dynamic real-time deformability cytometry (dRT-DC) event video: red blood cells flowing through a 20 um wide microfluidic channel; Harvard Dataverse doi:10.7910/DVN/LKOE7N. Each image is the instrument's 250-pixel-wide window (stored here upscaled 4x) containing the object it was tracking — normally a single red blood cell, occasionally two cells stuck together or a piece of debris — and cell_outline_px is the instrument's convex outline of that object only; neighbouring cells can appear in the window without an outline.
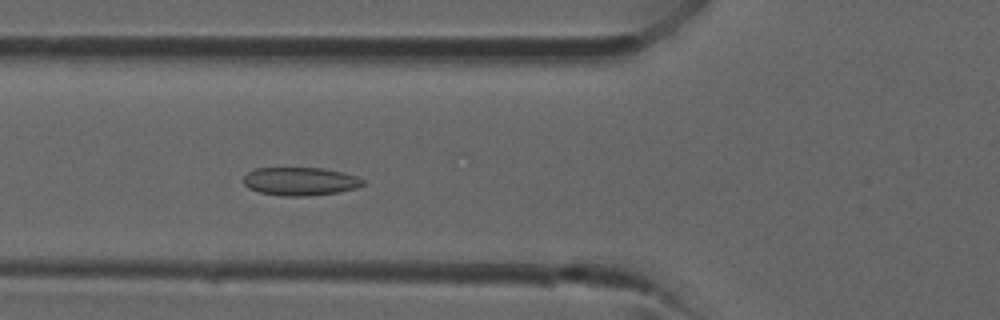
{"species": "common noctule bat (a hibernating species)", "species_latin": "Nyctalus noctula", "temperature_condition": "room temperature", "stored_images_in_passage": 36, "camera_frame_rate_fps": 3000, "um_per_image_px": 0.085, "animal": {"sex": "male", "forearm_length_mm": 52.5}, "frame": {"image": 1, "passage_image": 11, "time_ms": 3.333, "image_size_px": [1000, 320], "cell_outline_px": [[364, 184], [356, 188], [336, 192], [308, 196], [284, 196], [260, 192], [248, 188], [244, 184], [244, 176], [248, 172], [256, 168], [324, 168], [344, 172], [356, 176], [364, 180]], "centroid_in_image_um": [25.52, 15.41], "position_along_channel_um": 100.3, "area_um2": 19.59}}
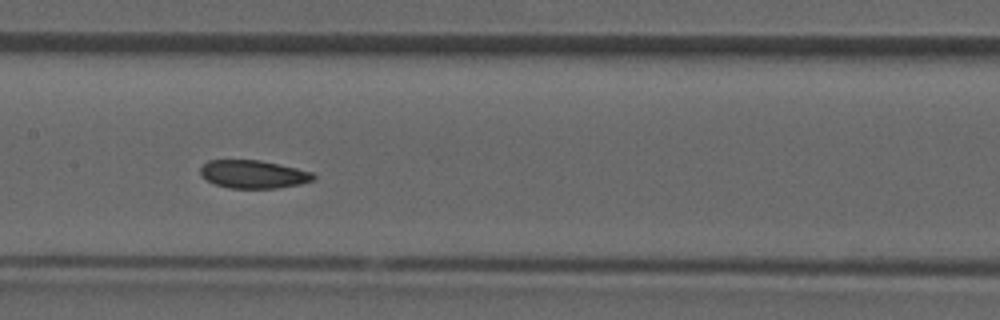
{"frame": {"image": 2, "passage_image": 16, "time_ms": 5.0, "image_size_px": [1000, 320], "cell_outline_px": [[316, 176], [312, 180], [300, 184], [276, 188], [228, 188], [216, 184], [200, 176], [200, 168], [208, 160], [260, 160], [296, 168], [312, 172]], "centroid_in_image_um": [21.51, 14.81], "position_along_channel_um": 185.9, "area_um2": 18.38}}
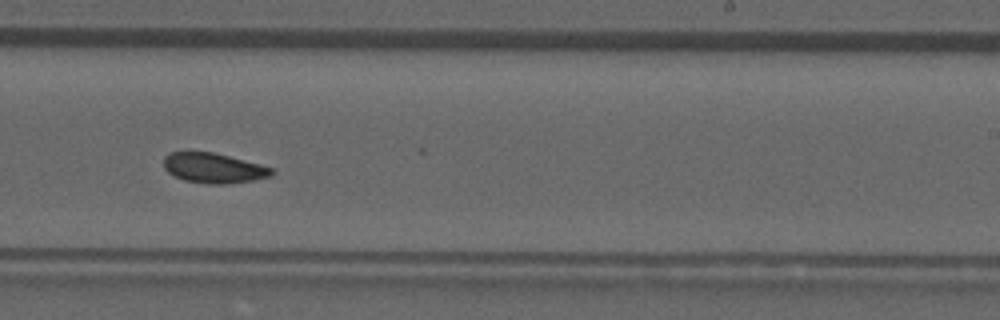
{"frame": {"image": 3, "passage_image": 21, "time_ms": 6.667, "image_size_px": [1000, 320], "cell_outline_px": [[276, 172], [272, 176], [252, 180], [224, 184], [208, 184], [184, 180], [168, 172], [164, 168], [164, 156], [168, 152], [212, 152], [260, 164], [272, 168]], "centroid_in_image_um": [18.16, 14.28], "position_along_channel_um": 270.8, "area_um2": 18.79}}